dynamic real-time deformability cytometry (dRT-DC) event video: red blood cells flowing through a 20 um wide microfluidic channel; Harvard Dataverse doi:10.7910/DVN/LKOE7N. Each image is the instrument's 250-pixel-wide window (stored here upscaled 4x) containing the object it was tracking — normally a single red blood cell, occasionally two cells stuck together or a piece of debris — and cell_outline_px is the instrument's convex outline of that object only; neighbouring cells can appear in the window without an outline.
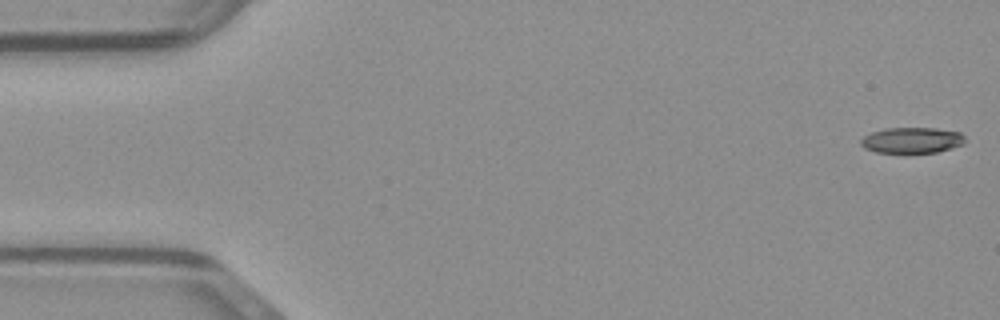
{"species": "common noctule bat (a hibernating species)", "species_latin": "Nyctalus noctula", "temperature_condition": "warm", "stored_images_in_passage": 48, "camera_frame_rate_fps": 3000, "um_per_image_px": 0.085, "animal": {"sex": "male", "body_mass_g": 23.1, "forearm_length_mm": 52.7}, "frame": {"image": 1, "passage_image": 1, "time_ms": 0.0, "image_size_px": [1000, 320], "cell_outline_px": [[964, 144], [952, 148], [936, 152], [876, 152], [864, 148], [860, 144], [860, 140], [864, 136], [872, 132], [884, 128], [936, 128], [960, 132], [964, 136]], "centroid_in_image_um": [77.51, 11.91], "position_along_channel_um": 7.5, "area_um2": 15.61}}
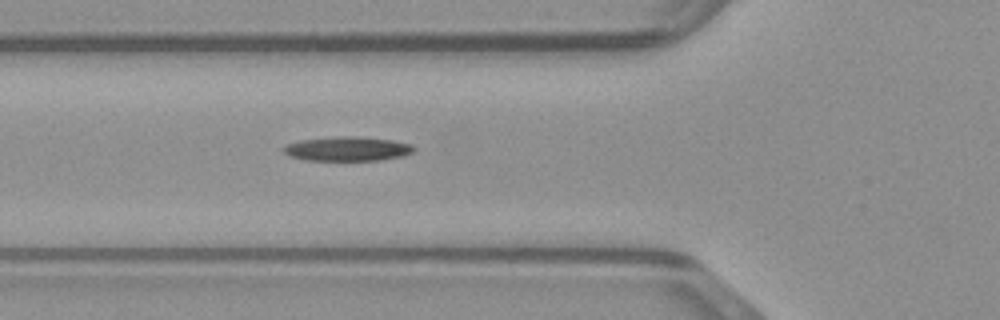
{"frame": {"image": 2, "passage_image": 17, "time_ms": 5.333, "image_size_px": [1000, 320], "cell_outline_px": [[416, 148], [412, 152], [404, 156], [380, 160], [304, 160], [288, 156], [280, 148], [284, 144], [300, 140], [336, 136], [348, 136], [392, 140], [412, 144]], "centroid_in_image_um": [29.48, 12.65], "position_along_channel_um": 96.3, "area_um2": 18.61}}
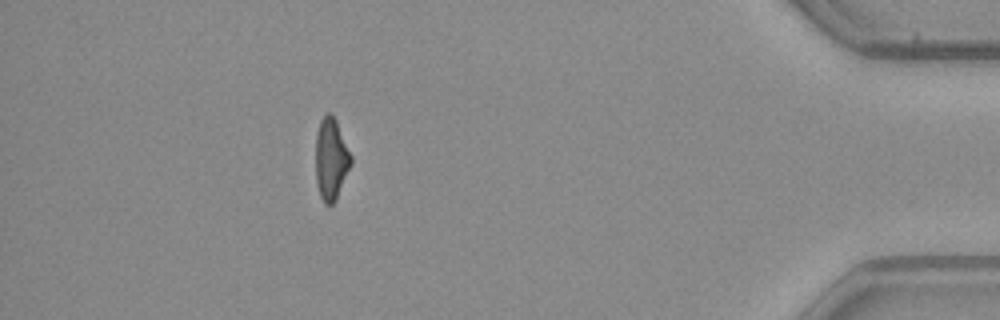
{"frame": {"image": 3, "passage_image": 43, "time_ms": 14.0, "image_size_px": [1000, 320], "cell_outline_px": [[352, 164], [336, 200], [332, 204], [324, 204], [320, 196], [316, 184], [316, 132], [320, 120], [328, 112], [332, 112], [336, 120], [352, 156]], "centroid_in_image_um": [28.14, 13.52], "position_along_channel_um": 407.1, "area_um2": 17.05}}